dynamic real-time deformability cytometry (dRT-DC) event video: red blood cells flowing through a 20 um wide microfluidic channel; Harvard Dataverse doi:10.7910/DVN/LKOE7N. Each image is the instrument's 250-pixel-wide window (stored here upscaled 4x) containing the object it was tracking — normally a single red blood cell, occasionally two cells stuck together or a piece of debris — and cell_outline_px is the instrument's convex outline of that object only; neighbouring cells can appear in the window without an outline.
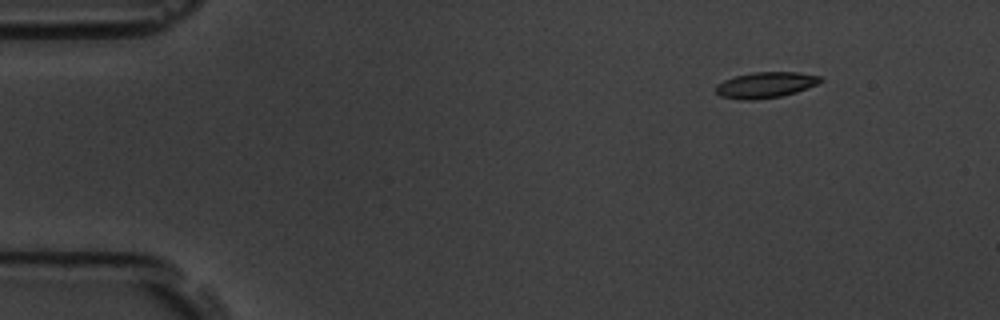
{"species": "common noctule bat (a hibernating species)", "species_latin": "Nyctalus noctula", "temperature_condition": "room temperature", "stored_images_in_passage": 4, "camera_frame_rate_fps": 3000, "um_per_image_px": 0.085, "animal": {"sex": "male", "body_mass_g": 19.5, "forearm_length_mm": 54.6}, "frame": {"image": 1, "passage_image": 1, "time_ms": 0.0, "image_size_px": [1000, 320], "cell_outline_px": [[824, 80], [816, 84], [796, 92], [780, 96], [752, 100], [744, 100], [720, 96], [716, 92], [716, 84], [724, 80], [736, 76], [756, 72], [800, 72], [824, 76]], "centroid_in_image_um": [65.1, 7.21], "position_along_channel_um": 19.9, "area_um2": 15.72}}
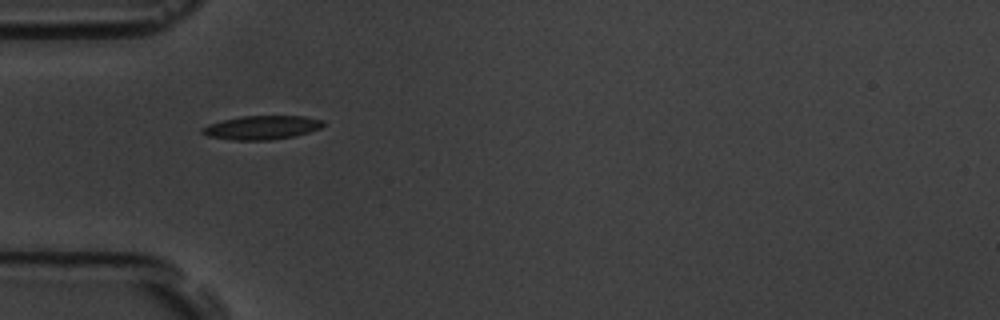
{"frame": {"image": 2, "passage_image": 4, "time_ms": 3.667, "image_size_px": [1000, 320], "cell_outline_px": [[324, 124], [320, 128], [308, 132], [292, 136], [272, 140], [232, 140], [208, 136], [200, 132], [200, 128], [208, 124], [240, 116], [304, 116], [324, 120]], "centroid_in_image_um": [22.22, 10.84], "position_along_channel_um": 62.8, "area_um2": 16.76}}